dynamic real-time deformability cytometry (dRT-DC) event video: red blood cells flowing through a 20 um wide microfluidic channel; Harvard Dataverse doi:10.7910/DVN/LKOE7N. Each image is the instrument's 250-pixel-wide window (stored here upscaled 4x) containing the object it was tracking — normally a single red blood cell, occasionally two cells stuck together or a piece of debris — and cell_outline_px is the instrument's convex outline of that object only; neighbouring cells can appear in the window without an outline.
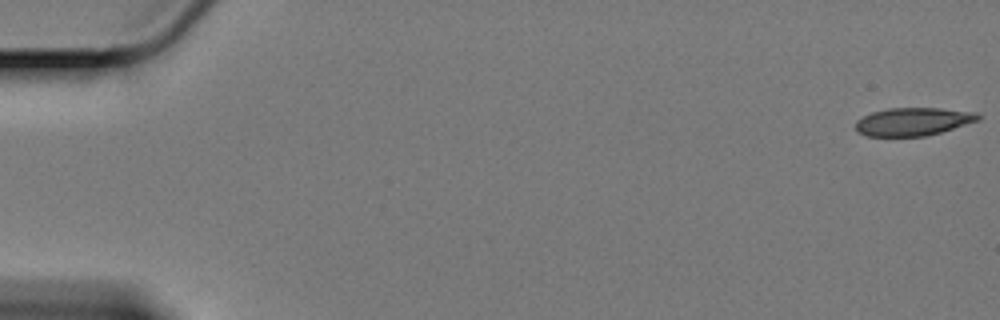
{"species": "Egyptian fruit bat (a non-hibernating species)", "species_latin": "Rousettus aegyptiacus", "temperature_condition": "cold", "stored_images_in_passage": 60, "camera_frame_rate_fps": 3000, "um_per_image_px": 0.085, "animal": {"sex": "female"}, "frame": {"image": 1, "passage_image": 1, "time_ms": 0.0, "image_size_px": [1000, 320], "cell_outline_px": [[980, 120], [940, 132], [924, 136], [868, 136], [856, 132], [856, 120], [872, 112], [888, 108], [940, 108], [976, 112], [980, 116]], "centroid_in_image_um": [77.6, 10.33], "position_along_channel_um": 7.4, "area_um2": 19.94}}
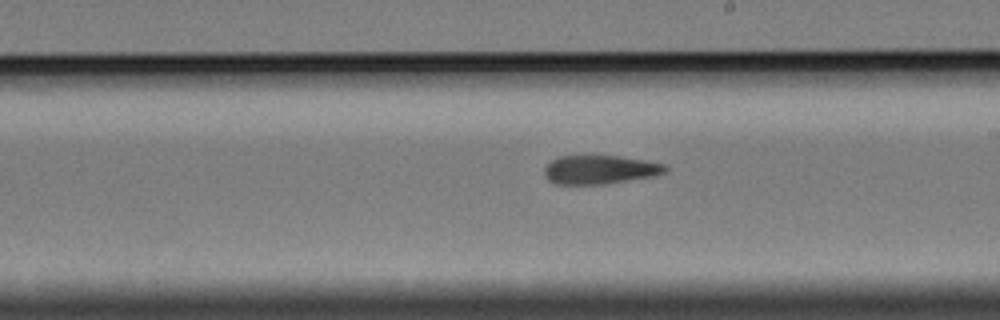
{"frame": {"image": 2, "passage_image": 35, "time_ms": 11.333, "image_size_px": [1000, 320], "cell_outline_px": [[668, 172], [656, 176], [604, 184], [556, 184], [548, 180], [544, 176], [544, 168], [552, 160], [560, 156], [620, 156], [644, 160], [664, 164], [668, 168]], "centroid_in_image_um": [51.02, 14.43], "position_along_channel_um": 238.0, "area_um2": 20.35}}
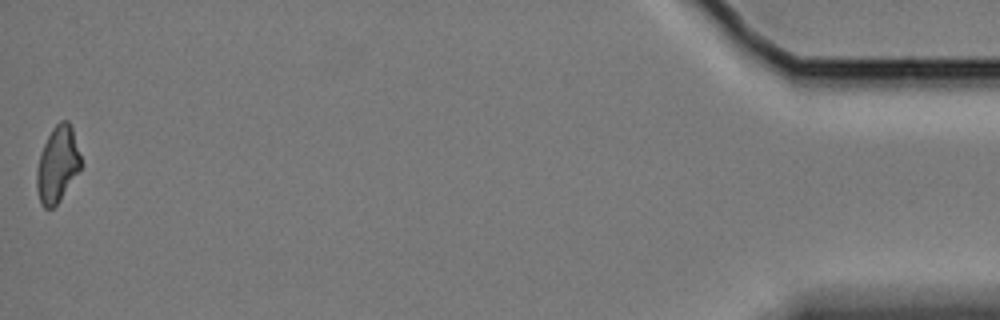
{"frame": {"image": 3, "passage_image": 60, "time_ms": 19.667, "image_size_px": [1000, 320], "cell_outline_px": [[80, 168], [60, 200], [52, 208], [44, 208], [40, 204], [36, 188], [36, 172], [40, 152], [52, 128], [60, 120], [68, 120], [72, 128], [80, 156]], "centroid_in_image_um": [4.85, 13.98], "position_along_channel_um": 430.4, "area_um2": 19.31}, "authors_computed_cell_mechanics": {"area_um2": 21.0103, "velocity_mm_per_s": 3.362, "shape_relaxation_time_tau1_ms": null, "shape_relaxation_time_tau2_ms": 5.5177, "deformation_change_tau1": null, "deformation_change_tau2": 0.1361}}